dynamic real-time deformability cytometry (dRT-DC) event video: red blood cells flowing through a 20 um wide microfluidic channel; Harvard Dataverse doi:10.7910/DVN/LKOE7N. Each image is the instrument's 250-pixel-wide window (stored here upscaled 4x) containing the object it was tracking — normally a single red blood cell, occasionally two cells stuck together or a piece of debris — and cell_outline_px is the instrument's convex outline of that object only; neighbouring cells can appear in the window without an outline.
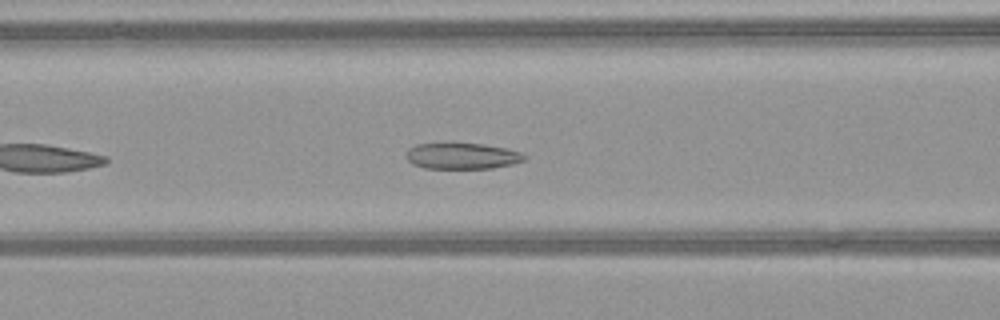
{"species": "common noctule bat (a hibernating species)", "species_latin": "Nyctalus noctula", "temperature_condition": "warm", "stored_images_in_passage": 24, "camera_frame_rate_fps": 3000, "um_per_image_px": 0.085, "animal": {"sex": "female", "body_mass_g": 21.9}, "frame": {"image": 1, "passage_image": 8, "time_ms": 2.333, "image_size_px": [1000, 320], "cell_outline_px": [[528, 156], [524, 160], [512, 164], [492, 168], [424, 168], [412, 164], [404, 156], [408, 148], [416, 144], [448, 140], [452, 140], [484, 144], [508, 148], [520, 152]], "centroid_in_image_um": [39.22, 13.2], "position_along_channel_um": 127.4, "area_um2": 19.02}}
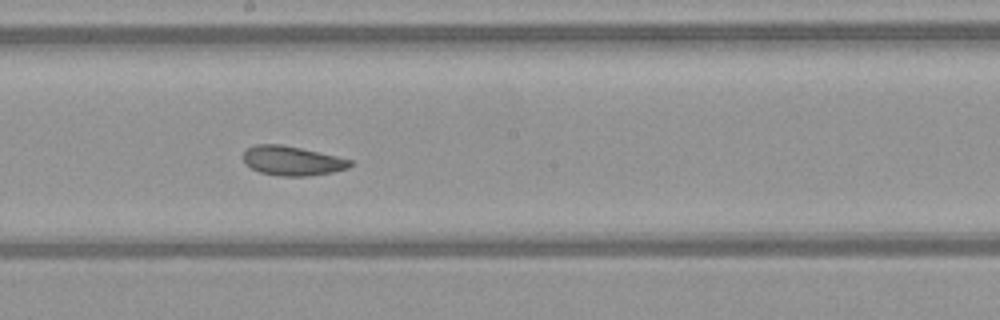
{"frame": {"image": 2, "passage_image": 15, "time_ms": 4.667, "image_size_px": [1000, 320], "cell_outline_px": [[352, 164], [348, 168], [332, 172], [308, 176], [280, 176], [260, 172], [244, 164], [244, 152], [248, 148], [256, 144], [280, 144], [300, 148], [336, 156], [352, 160]], "centroid_in_image_um": [24.82, 13.67], "position_along_channel_um": 223.4, "area_um2": 18.15}}
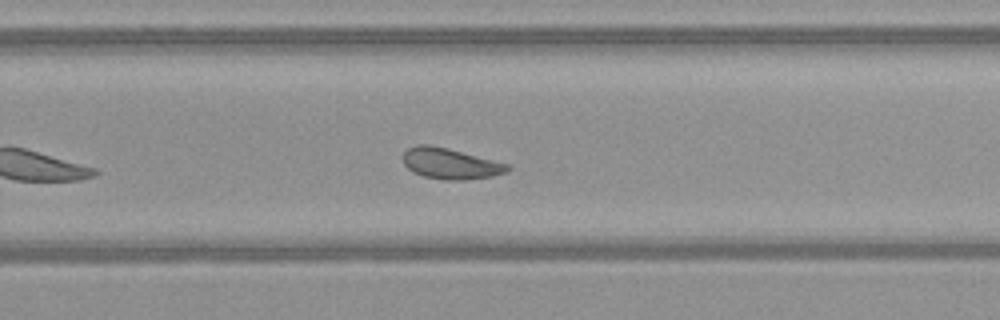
{"frame": {"image": 3, "passage_image": 20, "time_ms": 6.333, "image_size_px": [1000, 320], "cell_outline_px": [[512, 168], [508, 172], [492, 176], [464, 180], [444, 180], [424, 176], [412, 172], [404, 164], [404, 152], [408, 148], [416, 144], [428, 144], [448, 148], [508, 164]], "centroid_in_image_um": [38.28, 13.91], "position_along_channel_um": 291.5, "area_um2": 18.79}}